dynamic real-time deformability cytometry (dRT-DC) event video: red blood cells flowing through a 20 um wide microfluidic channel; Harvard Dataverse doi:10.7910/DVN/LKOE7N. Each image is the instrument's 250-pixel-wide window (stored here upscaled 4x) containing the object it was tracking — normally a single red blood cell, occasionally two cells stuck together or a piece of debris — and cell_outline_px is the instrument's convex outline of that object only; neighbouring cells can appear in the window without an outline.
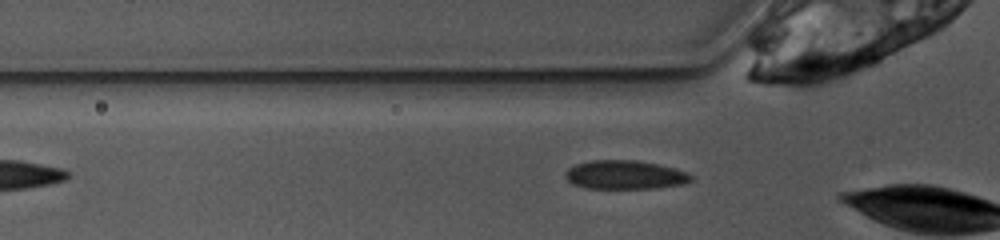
{"species": "common noctule bat (a hibernating species)", "species_latin": "Nyctalus noctula", "temperature_condition": "warm", "stored_images_in_passage": 3, "camera_frame_rate_fps": 3000, "um_per_image_px": 0.085, "animal": {"sex": "female", "body_mass_g": 10.0, "forearm_length_mm": 53.1}, "frame": {"image": 1, "passage_image": 2, "time_ms": 0.333, "image_size_px": [1000, 240], "cell_outline_px": [[692, 180], [684, 184], [656, 188], [588, 188], [572, 184], [564, 176], [564, 172], [568, 168], [576, 164], [592, 160], [636, 160], [676, 168], [688, 172], [692, 176]], "centroid_in_image_um": [53.12, 14.86], "position_along_channel_um": 72.7, "area_um2": 21.15}}